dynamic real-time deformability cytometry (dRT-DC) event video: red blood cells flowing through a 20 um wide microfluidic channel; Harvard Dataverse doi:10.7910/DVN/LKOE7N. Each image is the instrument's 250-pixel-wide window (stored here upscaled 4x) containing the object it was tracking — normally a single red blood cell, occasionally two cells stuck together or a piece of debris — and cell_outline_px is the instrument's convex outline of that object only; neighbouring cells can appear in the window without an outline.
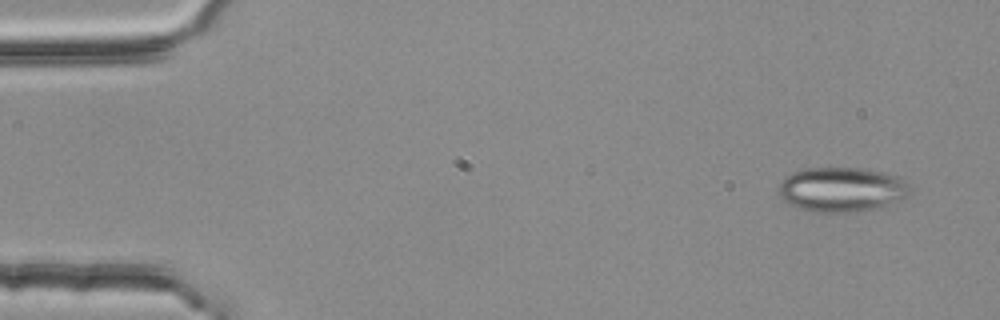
{"species": "common noctule bat (a hibernating species)", "species_latin": "Nyctalus noctula", "temperature_condition": "room temperature", "stored_images_in_passage": 2, "segment_of_instrument_passage": [2, 2], "camera_frame_rate_fps": 3000, "um_per_image_px": 0.085, "animal": {"sex": "female", "body_mass_g": 25.1}, "frame": {"image": 1, "passage_image": 2, "time_ms": 0.333, "image_size_px": [1000, 320], "cell_outline_px": [[912, 196], [884, 204], [868, 208], [848, 212], [820, 212], [800, 208], [788, 204], [780, 196], [780, 184], [792, 172], [804, 168], [856, 168], [880, 172], [904, 180], [912, 192]], "centroid_in_image_um": [71.52, 16.1], "position_along_channel_um": 13.5, "area_um2": 33.23}}